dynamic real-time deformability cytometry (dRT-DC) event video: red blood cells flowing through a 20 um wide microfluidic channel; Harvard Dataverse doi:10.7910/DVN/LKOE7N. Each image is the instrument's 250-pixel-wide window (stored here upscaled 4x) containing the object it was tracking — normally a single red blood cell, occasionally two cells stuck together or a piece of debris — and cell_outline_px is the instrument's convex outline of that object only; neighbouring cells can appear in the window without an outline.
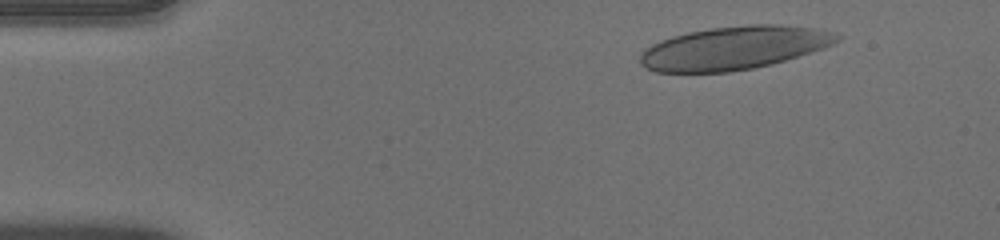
{"species": "human", "species_latin": "Homo sapiens", "temperature_condition": "warm", "stored_images_in_passage": 50, "camera_frame_rate_fps": 3000, "um_per_image_px": 0.085, "donor": {"sex": "male"}, "frame": {"image": 1, "passage_image": 5, "time_ms": 1.333, "image_size_px": [1000, 240], "cell_outline_px": [[840, 40], [824, 48], [812, 52], [784, 60], [752, 68], [728, 72], [656, 72], [640, 64], [640, 56], [652, 44], [660, 40], [672, 36], [688, 32], [712, 28], [748, 24], [776, 24], [812, 28], [832, 32], [840, 36]], "centroid_in_image_um": [62.38, 4.07], "position_along_channel_um": 22.6, "area_um2": 49.13}}
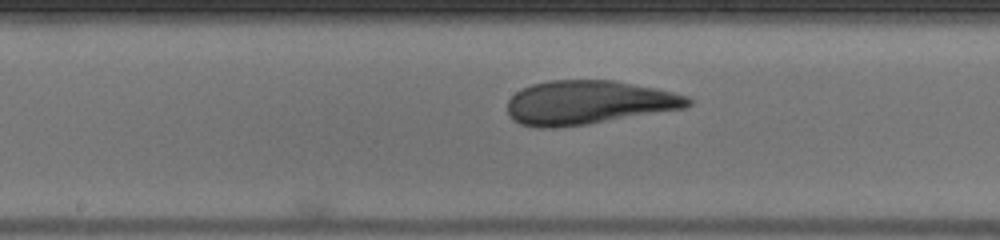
{"frame": {"image": 2, "passage_image": 25, "time_ms": 8.0, "image_size_px": [1000, 240], "cell_outline_px": [[692, 104], [684, 108], [588, 124], [552, 128], [540, 128], [520, 124], [512, 120], [508, 116], [508, 100], [516, 92], [532, 84], [548, 80], [612, 80], [656, 88], [688, 96], [692, 100]], "centroid_in_image_um": [49.99, 8.72], "position_along_channel_um": 198.2, "area_um2": 46.12}}
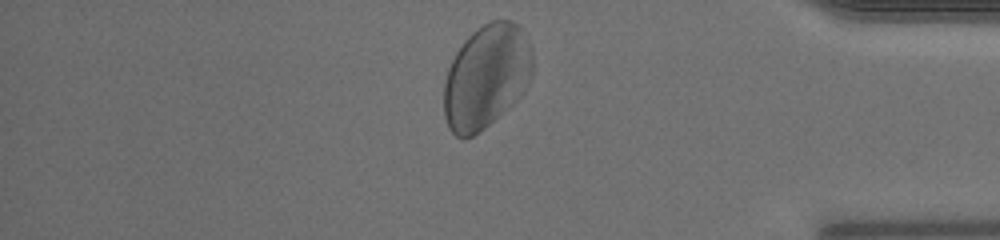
{"frame": {"image": 3, "passage_image": 42, "time_ms": 13.667, "image_size_px": [1000, 240], "cell_outline_px": [[532, 76], [524, 92], [516, 100], [480, 132], [464, 140], [456, 136], [448, 128], [444, 116], [444, 84], [448, 68], [456, 52], [464, 40], [472, 32], [484, 24], [492, 20], [512, 20], [520, 28], [532, 52]], "centroid_in_image_um": [41.31, 6.53], "position_along_channel_um": 393.9, "area_um2": 53.58}, "authors_computed_cell_mechanics": {"area_um2": 48.0896, "velocity_mm_per_s": 3.9142, "shape_relaxation_time_tau1_ms": 3.9267, "shape_relaxation_time_tau2_ms": 0.9399, "deformation_change_tau1": 0.1586, "deformation_change_tau2": 0.0792}}